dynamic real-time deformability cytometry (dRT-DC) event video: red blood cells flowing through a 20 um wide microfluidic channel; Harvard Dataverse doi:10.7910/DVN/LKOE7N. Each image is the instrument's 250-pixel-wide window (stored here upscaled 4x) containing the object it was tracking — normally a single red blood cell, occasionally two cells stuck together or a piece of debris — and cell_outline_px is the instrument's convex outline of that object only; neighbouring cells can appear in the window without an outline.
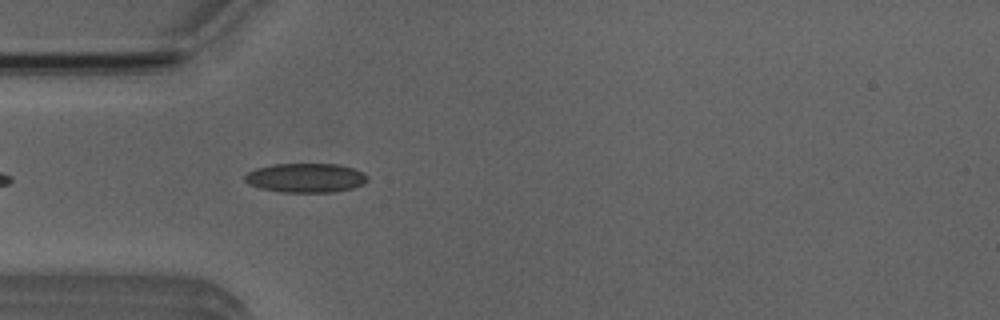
{"species": "Egyptian fruit bat (a non-hibernating species)", "species_latin": "Rousettus aegyptiacus", "temperature_condition": "room temperature", "stored_images_in_passage": 41, "camera_frame_rate_fps": 3000, "um_per_image_px": 0.085, "animal": {"sex": "male"}, "frame": {"image": 1, "passage_image": 4, "time_ms": 1.0, "image_size_px": [1000, 320], "cell_outline_px": [[368, 180], [364, 184], [352, 188], [332, 192], [280, 192], [260, 188], [248, 184], [244, 180], [244, 176], [248, 172], [256, 168], [272, 164], [336, 164], [356, 168], [364, 172], [368, 176]], "centroid_in_image_um": [26.0, 15.11], "position_along_channel_um": 59.0, "area_um2": 21.1}}
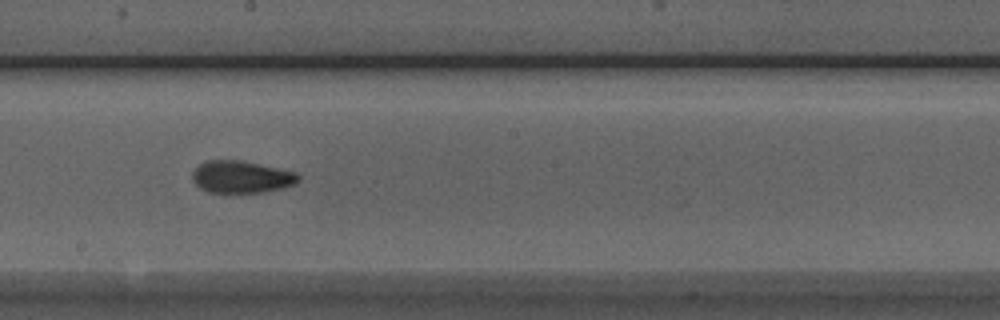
{"frame": {"image": 2, "passage_image": 17, "time_ms": 5.333, "image_size_px": [1000, 320], "cell_outline_px": [[300, 180], [296, 184], [264, 192], [208, 192], [200, 188], [192, 180], [192, 172], [200, 164], [208, 160], [240, 160], [296, 172], [300, 176]], "centroid_in_image_um": [20.52, 15.03], "position_along_channel_um": 227.7, "area_um2": 19.77}}
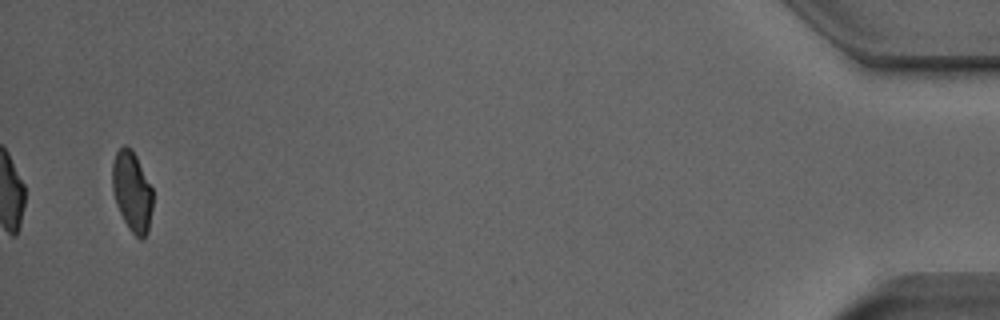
{"frame": {"image": 3, "passage_image": 39, "time_ms": 12.667, "image_size_px": [1000, 320], "cell_outline_px": [[152, 208], [148, 232], [140, 240], [128, 228], [116, 204], [112, 188], [112, 164], [116, 152], [124, 144], [132, 148], [152, 188]], "centroid_in_image_um": [11.21, 16.26], "position_along_channel_um": 424.0, "area_um2": 18.84}, "authors_computed_cell_mechanics": {"area_um2": 19.8832, "velocity_mm_per_s": 3.9366, "shape_relaxation_time_tau1_ms": 7.5102, "shape_relaxation_time_tau2_ms": 0.9952, "deformation_change_tau1": 0.1854, "deformation_change_tau2": 0.054}}